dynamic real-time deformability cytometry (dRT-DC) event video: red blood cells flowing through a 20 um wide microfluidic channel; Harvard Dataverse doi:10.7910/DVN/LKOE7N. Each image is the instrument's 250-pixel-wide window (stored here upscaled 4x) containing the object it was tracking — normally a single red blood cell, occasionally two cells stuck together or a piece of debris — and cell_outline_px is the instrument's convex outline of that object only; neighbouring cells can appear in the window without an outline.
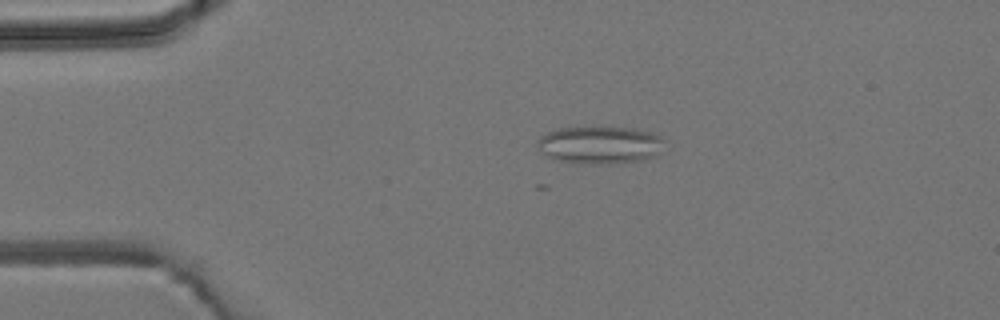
{"species": "common noctule bat (a hibernating species)", "species_latin": "Nyctalus noctula", "temperature_condition": "room temperature", "stored_images_in_passage": 5, "camera_frame_rate_fps": 3000, "um_per_image_px": 0.085, "animal": {"sex": "male", "body_mass_g": 19.2, "forearm_length_mm": 51.8}, "frame": {"image": 1, "passage_image": 3, "time_ms": 2.333, "image_size_px": [1000, 320], "cell_outline_px": [[664, 140], [656, 156], [644, 160], [616, 164], [572, 164], [552, 160], [540, 152], [536, 144], [536, 140], [540, 136], [556, 128], [636, 128], [652, 132], [660, 136]], "centroid_in_image_um": [50.93, 12.35], "position_along_channel_um": 34.1, "area_um2": 28.38}}
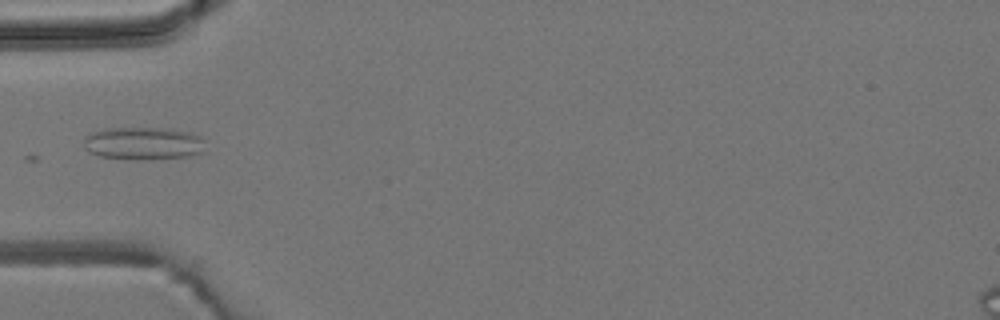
{"frame": {"image": 2, "passage_image": 5, "time_ms": 4.333, "image_size_px": [1000, 320], "cell_outline_px": [[204, 152], [188, 156], [148, 160], [136, 160], [100, 156], [88, 152], [84, 148], [84, 136], [92, 132], [104, 128], [172, 128], [188, 132], [200, 136], [204, 140]], "centroid_in_image_um": [12.17, 12.19], "position_along_channel_um": 72.8, "area_um2": 23.58}}